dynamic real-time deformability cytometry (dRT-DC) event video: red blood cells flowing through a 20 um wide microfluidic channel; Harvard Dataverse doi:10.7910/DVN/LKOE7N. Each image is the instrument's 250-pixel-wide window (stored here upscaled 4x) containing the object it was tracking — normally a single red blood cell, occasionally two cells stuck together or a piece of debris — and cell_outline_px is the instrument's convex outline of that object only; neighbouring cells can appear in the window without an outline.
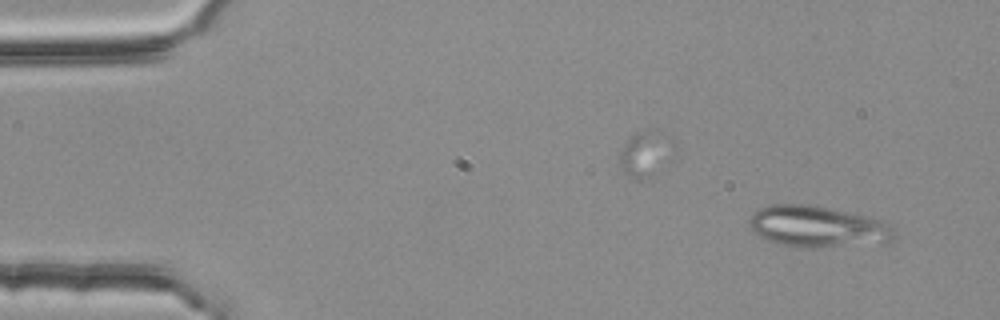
{"species": "common noctule bat (a hibernating species)", "species_latin": "Nyctalus noctula", "temperature_condition": "room temperature", "stored_images_in_passage": 12, "camera_frame_rate_fps": 3000, "um_per_image_px": 0.085, "animal": {"sex": "female", "body_mass_g": 25.1}, "frame": {"image": 1, "passage_image": 3, "time_ms": 0.667, "image_size_px": [1000, 320], "cell_outline_px": [[896, 232], [892, 240], [804, 248], [784, 244], [768, 240], [760, 236], [748, 224], [748, 220], [760, 208], [772, 204], [812, 204], [868, 216], [888, 224]], "centroid_in_image_um": [69.44, 19.22], "position_along_channel_um": 15.6, "area_um2": 33.87}}